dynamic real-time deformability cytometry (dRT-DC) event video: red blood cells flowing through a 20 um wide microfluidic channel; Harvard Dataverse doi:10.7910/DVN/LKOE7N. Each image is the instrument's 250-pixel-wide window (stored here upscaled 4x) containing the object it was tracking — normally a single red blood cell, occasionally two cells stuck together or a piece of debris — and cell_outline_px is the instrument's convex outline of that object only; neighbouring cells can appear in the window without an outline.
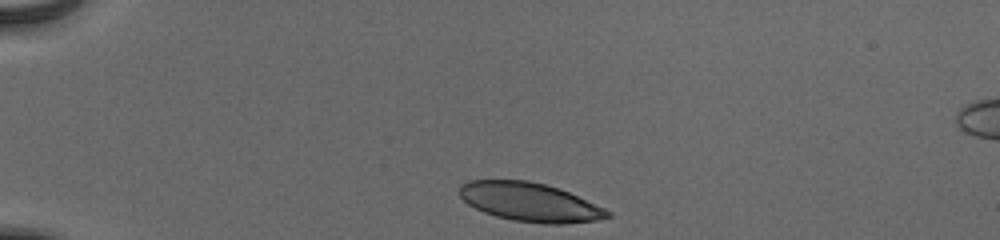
{"species": "human", "species_latin": "Homo sapiens", "temperature_condition": "cold", "stored_images_in_passage": 36, "camera_frame_rate_fps": 3000, "um_per_image_px": 0.085, "donor": {"sex": "male"}, "frame": {"image": 1, "passage_image": 1, "time_ms": 0.0, "image_size_px": [1000, 240], "cell_outline_px": [[612, 216], [600, 220], [564, 224], [544, 224], [512, 220], [496, 216], [484, 212], [468, 204], [460, 196], [460, 184], [468, 180], [528, 180], [544, 184], [568, 192], [604, 208], [612, 212]], "centroid_in_image_um": [45.04, 17.19], "position_along_channel_um": 40.0, "area_um2": 33.35}}
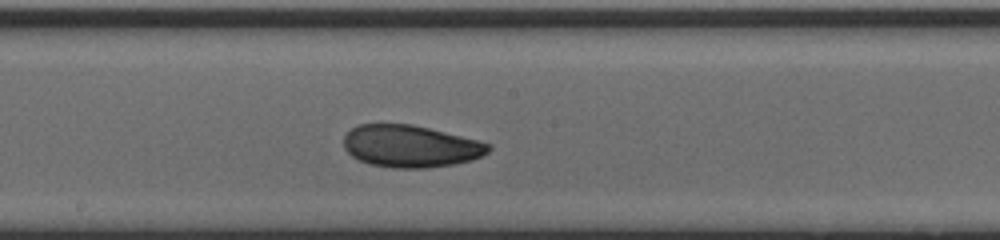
{"frame": {"image": 2, "passage_image": 19, "time_ms": 6.0, "image_size_px": [1000, 240], "cell_outline_px": [[492, 148], [488, 152], [472, 160], [452, 164], [428, 168], [392, 168], [368, 164], [352, 156], [344, 148], [344, 136], [352, 128], [360, 124], [412, 124], [480, 140], [492, 144]], "centroid_in_image_um": [34.91, 12.43], "position_along_channel_um": 213.3, "area_um2": 35.66}}
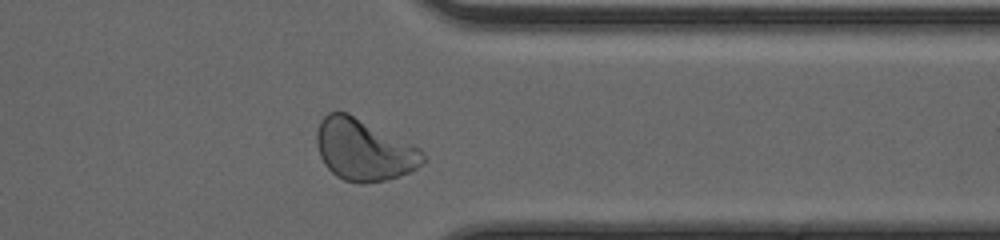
{"frame": {"image": 3, "passage_image": 32, "time_ms": 10.333, "image_size_px": [1000, 240], "cell_outline_px": [[424, 164], [408, 172], [388, 180], [364, 184], [360, 184], [344, 180], [336, 176], [324, 164], [320, 156], [316, 144], [316, 132], [320, 120], [328, 112], [348, 112], [420, 148], [424, 156]], "centroid_in_image_um": [30.9, 12.74], "position_along_channel_um": 380.5, "area_um2": 38.21}, "authors_computed_cell_mechanics": {"area_um2": 35.3736, "velocity_mm_per_s": 3.888, "shape_relaxation_time_tau1_ms": 3.0236, "shape_relaxation_time_tau2_ms": 2.344, "deformation_change_tau1": 0.1178, "deformation_change_tau2": 0.0679}}